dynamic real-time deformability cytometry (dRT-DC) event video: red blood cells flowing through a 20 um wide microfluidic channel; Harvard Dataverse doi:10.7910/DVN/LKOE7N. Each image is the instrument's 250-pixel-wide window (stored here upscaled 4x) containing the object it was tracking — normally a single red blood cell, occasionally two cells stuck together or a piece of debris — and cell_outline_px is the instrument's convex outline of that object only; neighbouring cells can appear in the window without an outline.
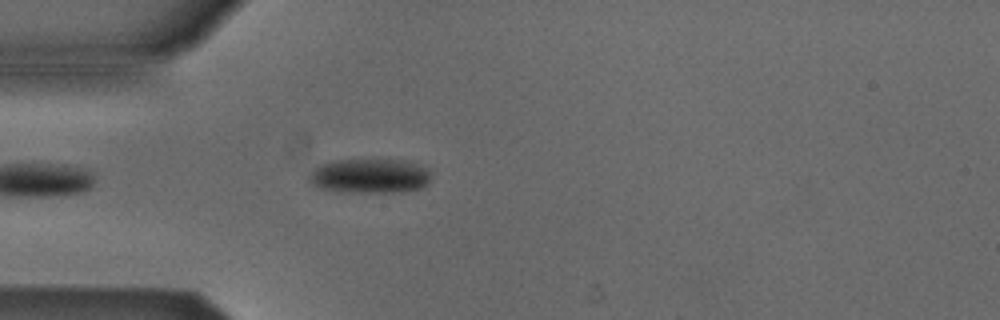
{"species": "Egyptian fruit bat (a non-hibernating species)", "species_latin": "Rousettus aegyptiacus", "temperature_condition": "cold", "stored_images_in_passage": 43, "camera_frame_rate_fps": 3000, "um_per_image_px": 0.085, "animal": {"sex": "male"}, "frame": {"image": 1, "passage_image": 5, "time_ms": 1.333, "image_size_px": [1000, 320], "cell_outline_px": [[432, 176], [428, 184], [420, 188], [392, 192], [340, 192], [320, 188], [312, 184], [308, 180], [308, 176], [320, 164], [332, 160], [404, 160], [428, 168], [432, 172]], "centroid_in_image_um": [31.44, 14.95], "position_along_channel_um": 53.6, "area_um2": 24.62}}
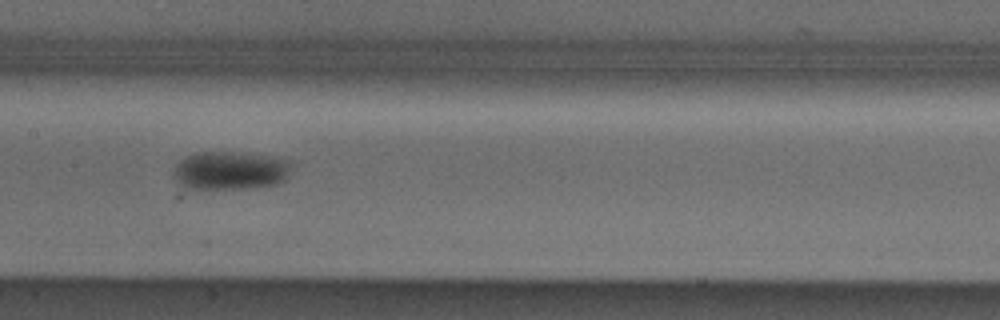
{"frame": {"image": 2, "passage_image": 16, "time_ms": 5.0, "image_size_px": [1000, 320], "cell_outline_px": [[292, 164], [284, 180], [276, 184], [248, 188], [184, 188], [172, 176], [176, 164], [180, 160], [196, 152], [248, 152], [288, 160]], "centroid_in_image_um": [19.55, 14.48], "position_along_channel_um": 187.9, "area_um2": 26.3}}
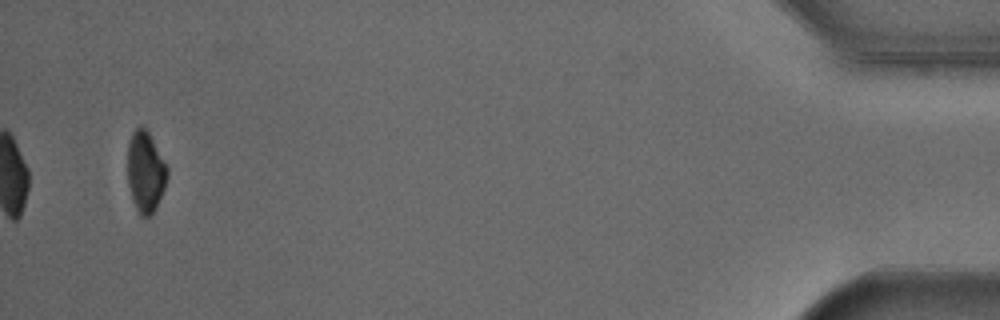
{"frame": {"image": 3, "passage_image": 41, "time_ms": 13.333, "image_size_px": [1000, 320], "cell_outline_px": [[168, 176], [164, 188], [156, 208], [148, 216], [140, 216], [136, 208], [128, 184], [128, 144], [132, 132], [140, 124], [148, 132], [168, 168]], "centroid_in_image_um": [12.36, 14.59], "position_along_channel_um": 422.8, "area_um2": 18.44}, "authors_computed_cell_mechanics": {"area_um2": 24.5072, "velocity_mm_per_s": 3.8597, "shape_relaxation_time_tau1_ms": 2.0814, "shape_relaxation_time_tau2_ms": null, "deformation_change_tau1": 0.067, "deformation_change_tau2": null}}